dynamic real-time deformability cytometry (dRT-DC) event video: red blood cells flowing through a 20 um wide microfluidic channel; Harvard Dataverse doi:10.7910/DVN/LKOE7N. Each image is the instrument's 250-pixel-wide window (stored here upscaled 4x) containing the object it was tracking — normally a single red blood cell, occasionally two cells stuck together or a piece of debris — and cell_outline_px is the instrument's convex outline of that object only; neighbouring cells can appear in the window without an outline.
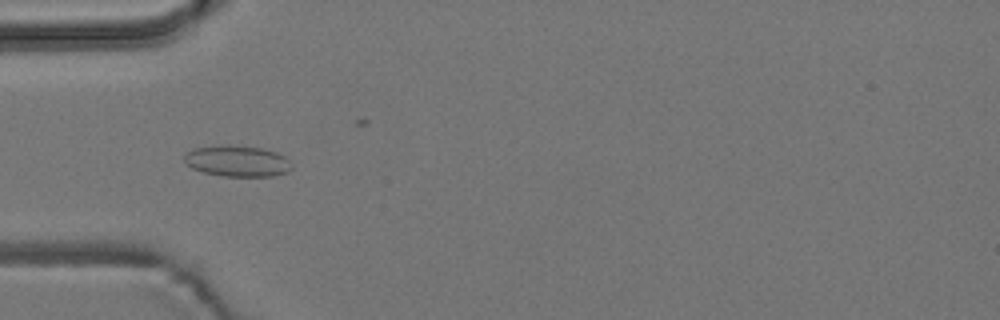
{"species": "common noctule bat (a hibernating species)", "species_latin": "Nyctalus noctula", "temperature_condition": "room temperature", "stored_images_in_passage": 7, "camera_frame_rate_fps": 3000, "um_per_image_px": 0.085, "animal": {"sex": "male", "body_mass_g": 19.2, "forearm_length_mm": 51.8}, "frame": {"image": 1, "passage_image": 5, "time_ms": 5.333, "image_size_px": [1000, 320], "cell_outline_px": [[292, 168], [288, 172], [272, 176], [224, 176], [204, 172], [192, 168], [184, 164], [184, 156], [192, 148], [260, 148], [276, 152], [284, 156], [288, 160]], "centroid_in_image_um": [20.19, 13.75], "position_along_channel_um": 64.8, "area_um2": 18.5}}
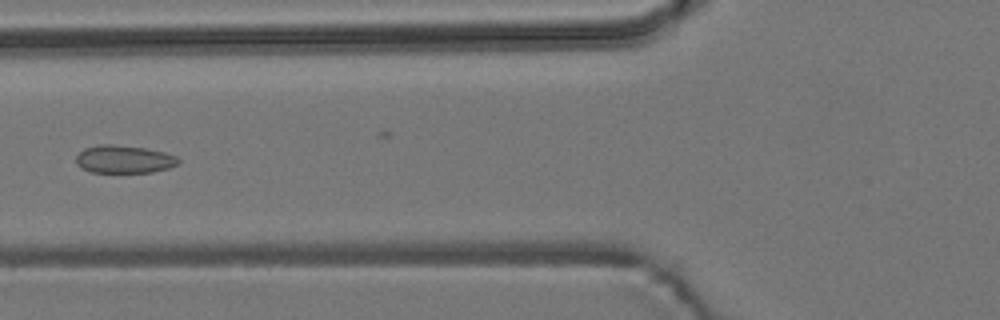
{"frame": {"image": 2, "passage_image": 6, "time_ms": 6.667, "image_size_px": [1000, 320], "cell_outline_px": [[180, 160], [176, 164], [168, 168], [152, 172], [92, 172], [80, 168], [76, 164], [76, 156], [84, 148], [100, 144], [112, 144], [144, 148], [164, 152], [176, 156]], "centroid_in_image_um": [10.5, 13.53], "position_along_channel_um": 115.3, "area_um2": 16.53}}
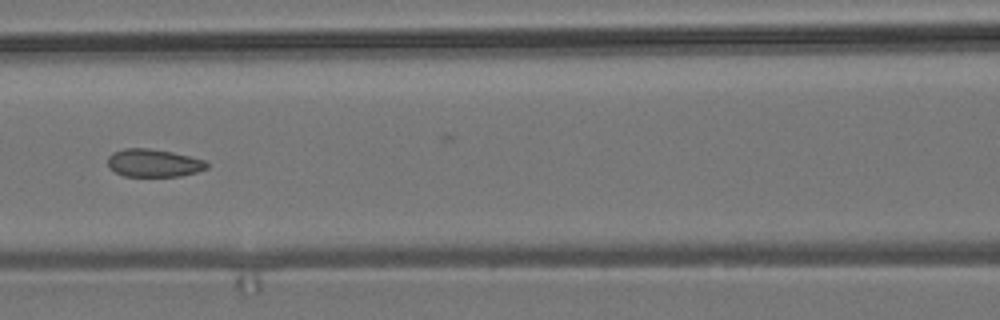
{"frame": {"image": 3, "passage_image": 7, "time_ms": 7.667, "image_size_px": [1000, 320], "cell_outline_px": [[208, 168], [196, 172], [180, 176], [124, 176], [108, 168], [108, 156], [112, 152], [124, 148], [148, 148], [172, 152], [204, 160], [208, 164]], "centroid_in_image_um": [13.03, 13.85], "position_along_channel_um": 153.6, "area_um2": 16.07}}